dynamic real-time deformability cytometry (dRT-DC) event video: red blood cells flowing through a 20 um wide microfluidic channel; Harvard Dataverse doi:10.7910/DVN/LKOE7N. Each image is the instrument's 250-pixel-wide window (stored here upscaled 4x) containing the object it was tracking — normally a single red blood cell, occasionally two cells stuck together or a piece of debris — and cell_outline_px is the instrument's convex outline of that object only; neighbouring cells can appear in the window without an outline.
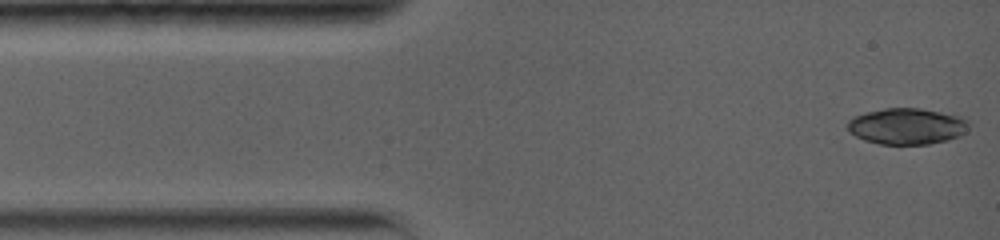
{"species": "common noctule bat (a hibernating species)", "species_latin": "Nyctalus noctula", "temperature_condition": "warm", "stored_images_in_passage": 5, "camera_frame_rate_fps": 5000, "um_per_image_px": 0.085, "animal": {"sex": "female", "body_mass_g": 19.0, "forearm_length_mm": 56.7}, "frame": {"image": 1, "passage_image": 1, "time_ms": 0.0, "image_size_px": [1000, 240], "cell_outline_px": [[968, 128], [960, 136], [948, 140], [928, 144], [880, 144], [864, 140], [848, 132], [848, 120], [852, 116], [884, 108], [920, 108], [960, 116], [968, 120]], "centroid_in_image_um": [77.07, 10.73], "position_along_channel_um": 7.9, "area_um2": 25.61}}